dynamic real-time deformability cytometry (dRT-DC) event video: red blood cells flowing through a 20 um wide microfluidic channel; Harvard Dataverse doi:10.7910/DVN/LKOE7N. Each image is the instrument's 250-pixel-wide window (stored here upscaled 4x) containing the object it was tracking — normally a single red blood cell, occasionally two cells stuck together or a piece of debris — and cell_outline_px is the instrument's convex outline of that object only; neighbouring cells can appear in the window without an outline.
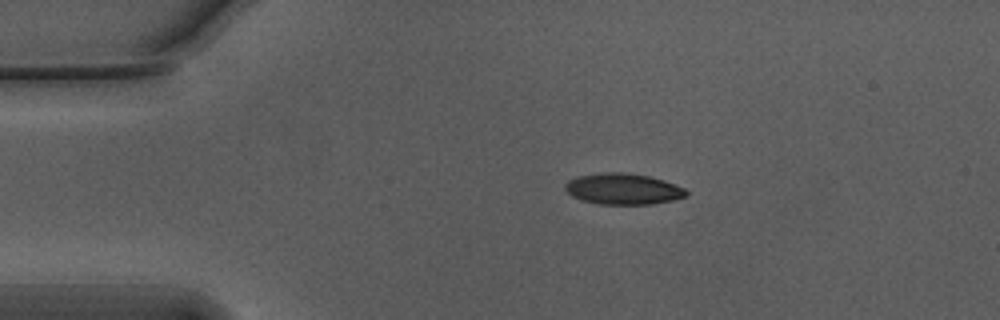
{"species": "Egyptian fruit bat (a non-hibernating species)", "species_latin": "Rousettus aegyptiacus", "temperature_condition": "warm", "stored_images_in_passage": 45, "camera_frame_rate_fps": 3000, "um_per_image_px": 0.085, "animal": {"sex": "male"}, "frame": {"image": 1, "passage_image": 1, "time_ms": 0.0, "image_size_px": [1000, 320], "cell_outline_px": [[688, 196], [672, 200], [652, 204], [600, 204], [580, 200], [572, 196], [564, 188], [564, 184], [568, 180], [576, 176], [608, 172], [620, 172], [648, 176], [664, 180], [684, 188], [688, 192]], "centroid_in_image_um": [52.94, 16.06], "position_along_channel_um": 32.1, "area_um2": 21.91}}
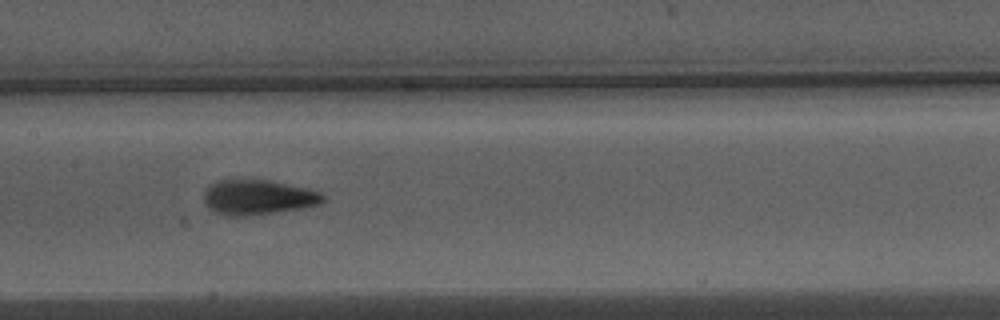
{"frame": {"image": 2, "passage_image": 17, "time_ms": 5.333, "image_size_px": [1000, 320], "cell_outline_px": [[324, 200], [320, 204], [300, 208], [244, 216], [224, 216], [208, 208], [204, 200], [204, 192], [212, 184], [220, 180], [268, 180], [308, 188], [320, 192], [324, 196]], "centroid_in_image_um": [21.92, 16.77], "position_along_channel_um": 185.5, "area_um2": 23.93}}
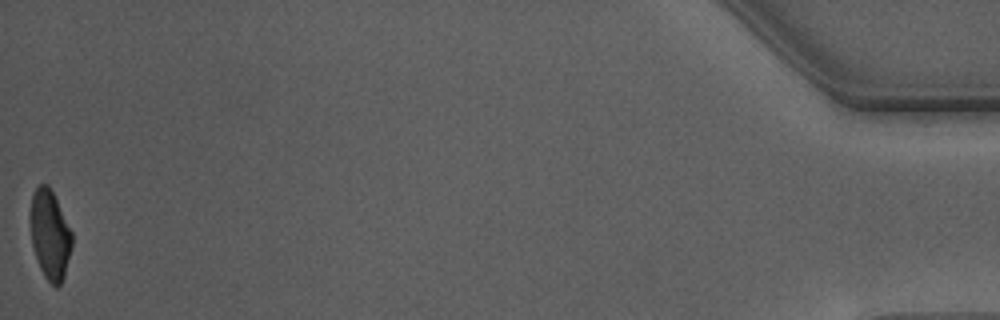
{"frame": {"image": 3, "passage_image": 45, "time_ms": 14.667, "image_size_px": [1000, 320], "cell_outline_px": [[72, 248], [64, 276], [60, 284], [56, 288], [44, 276], [40, 268], [32, 244], [32, 196], [36, 188], [40, 184], [48, 184], [72, 232]], "centroid_in_image_um": [4.28, 19.99], "position_along_channel_um": 430.9, "area_um2": 20.98}, "authors_computed_cell_mechanics": {"area_um2": 23.12, "velocity_mm_per_s": 3.7538, "shape_relaxation_time_tau1_ms": 4.285, "shape_relaxation_time_tau2_ms": 1.4043, "deformation_change_tau1": 0.1833, "deformation_change_tau2": 0.0805}}